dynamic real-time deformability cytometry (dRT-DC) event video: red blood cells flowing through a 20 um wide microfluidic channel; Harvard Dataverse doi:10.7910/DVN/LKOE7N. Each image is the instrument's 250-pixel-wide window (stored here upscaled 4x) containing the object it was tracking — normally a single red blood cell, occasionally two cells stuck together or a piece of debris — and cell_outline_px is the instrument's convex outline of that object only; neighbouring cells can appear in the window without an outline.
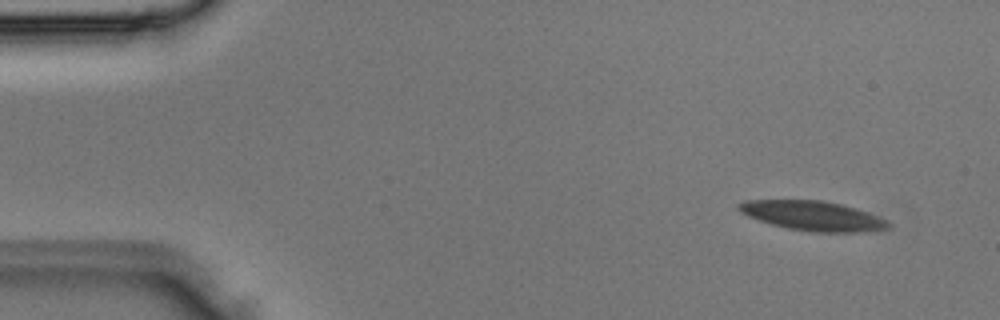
{"species": "Egyptian fruit bat (a non-hibernating species)", "species_latin": "Rousettus aegyptiacus", "temperature_condition": "room temperature", "stored_images_in_passage": 3, "camera_frame_rate_fps": 3000, "um_per_image_px": 0.085, "animal": {"sex": "male"}, "frame": {"image": 1, "passage_image": 1, "time_ms": 0.0, "image_size_px": [1000, 320], "cell_outline_px": [[892, 224], [888, 228], [868, 232], [812, 232], [788, 228], [772, 224], [748, 216], [740, 212], [736, 208], [736, 204], [744, 200], [824, 200], [856, 208], [868, 212], [888, 220]], "centroid_in_image_um": [69.1, 18.34], "position_along_channel_um": 15.9, "area_um2": 25.95}}
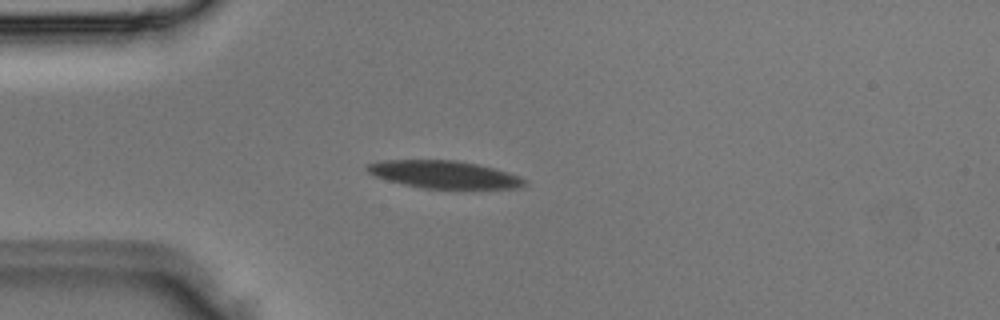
{"frame": {"image": 2, "passage_image": 3, "time_ms": 0.667, "image_size_px": [1000, 320], "cell_outline_px": [[528, 184], [520, 188], [424, 188], [404, 184], [388, 180], [376, 176], [368, 172], [364, 168], [364, 164], [380, 160], [456, 160], [496, 168], [520, 176], [528, 180]], "centroid_in_image_um": [37.76, 14.82], "position_along_channel_um": 47.2, "area_um2": 25.37}}